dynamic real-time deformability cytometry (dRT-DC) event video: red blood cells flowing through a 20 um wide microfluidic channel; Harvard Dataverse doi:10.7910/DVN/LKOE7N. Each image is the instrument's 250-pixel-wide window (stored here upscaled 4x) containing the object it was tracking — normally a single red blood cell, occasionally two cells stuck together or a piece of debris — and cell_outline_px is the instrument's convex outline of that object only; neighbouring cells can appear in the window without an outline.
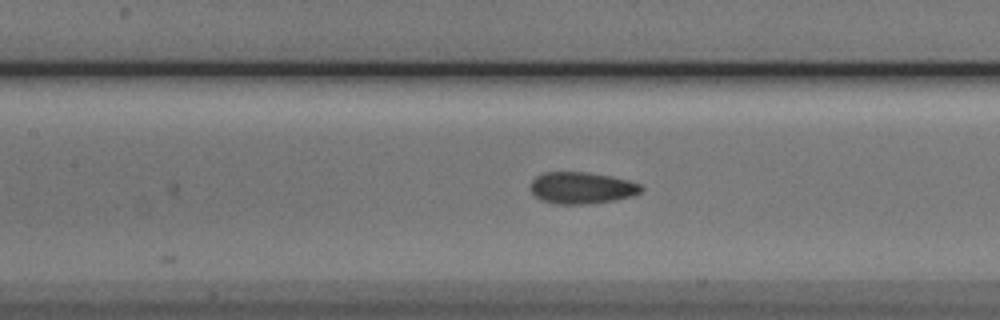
{"species": "Egyptian fruit bat (a non-hibernating species)", "species_latin": "Rousettus aegyptiacus", "temperature_condition": "cold", "stored_images_in_passage": 7, "camera_frame_rate_fps": 3000, "um_per_image_px": 0.085, "animal": {"sex": "male"}, "frame": {"image": 1, "passage_image": 6, "time_ms": 6.0, "image_size_px": [1000, 320], "cell_outline_px": [[644, 188], [640, 192], [632, 196], [616, 200], [592, 204], [552, 204], [540, 200], [532, 192], [532, 180], [536, 176], [544, 172], [584, 172], [608, 176], [628, 180], [640, 184]], "centroid_in_image_um": [49.45, 15.99], "position_along_channel_um": 158.0, "area_um2": 20.46}}
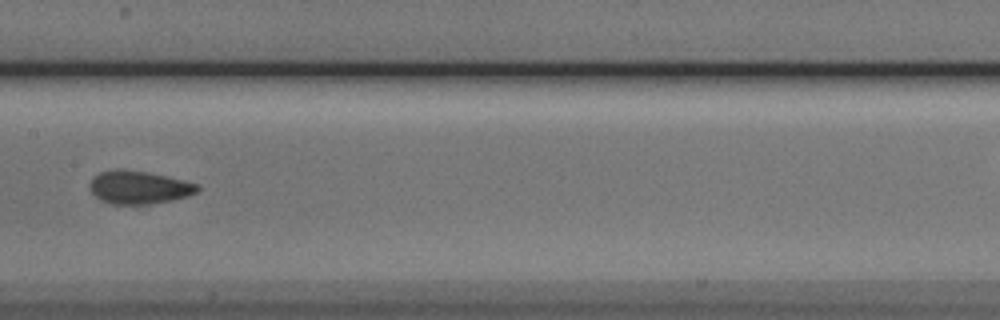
{"frame": {"image": 2, "passage_image": 7, "time_ms": 7.0, "image_size_px": [1000, 320], "cell_outline_px": [[200, 188], [196, 192], [188, 196], [172, 200], [148, 204], [112, 204], [100, 200], [88, 188], [88, 184], [100, 172], [116, 168], [120, 168], [148, 172], [184, 180], [200, 184]], "centroid_in_image_um": [11.81, 15.92], "position_along_channel_um": 195.6, "area_um2": 20.87}}